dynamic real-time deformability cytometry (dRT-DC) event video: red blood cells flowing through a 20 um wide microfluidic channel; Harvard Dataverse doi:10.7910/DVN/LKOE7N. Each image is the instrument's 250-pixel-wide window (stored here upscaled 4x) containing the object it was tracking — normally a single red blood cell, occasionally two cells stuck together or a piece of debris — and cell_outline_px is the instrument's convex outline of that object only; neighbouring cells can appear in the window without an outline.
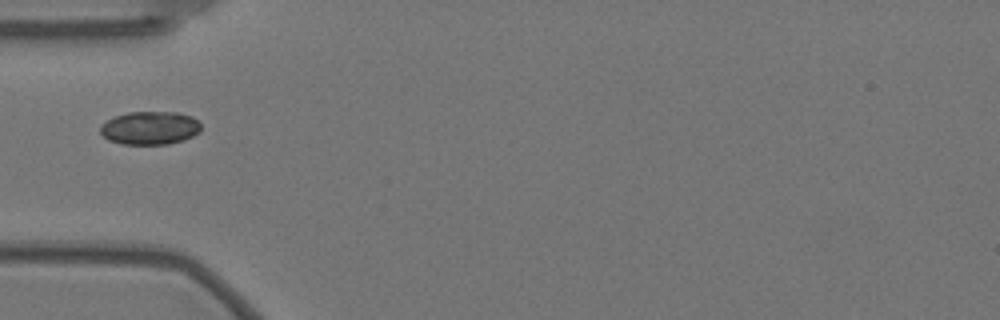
{"species": "Egyptian fruit bat (a non-hibernating species)", "species_latin": "Rousettus aegyptiacus", "temperature_condition": "warm", "stored_images_in_passage": 40, "camera_frame_rate_fps": 3000, "um_per_image_px": 0.085, "animal": {"sex": "female"}, "frame": {"image": 1, "passage_image": 1, "time_ms": 0.0, "image_size_px": [1000, 320], "cell_outline_px": [[200, 132], [184, 140], [168, 144], [120, 144], [108, 140], [100, 132], [100, 124], [116, 116], [128, 112], [176, 112], [192, 116], [200, 124]], "centroid_in_image_um": [12.74, 10.88], "position_along_channel_um": 72.3, "area_um2": 19.54}}
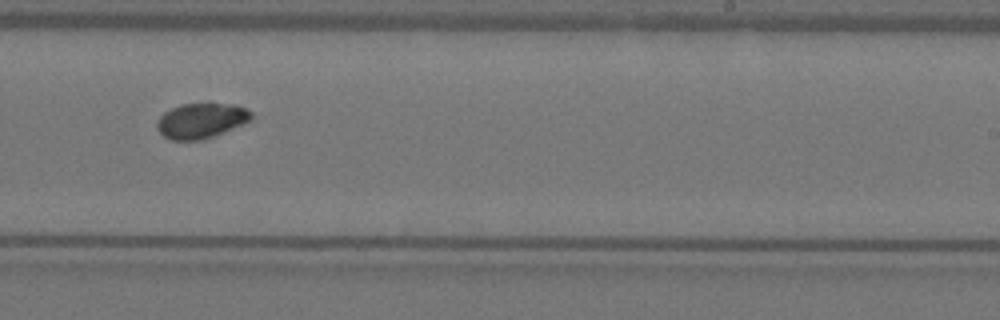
{"frame": {"image": 2, "passage_image": 18, "time_ms": 5.667, "image_size_px": [1000, 320], "cell_outline_px": [[252, 120], [212, 136], [200, 140], [168, 140], [160, 132], [156, 124], [160, 116], [164, 112], [180, 104], [236, 104], [252, 112]], "centroid_in_image_um": [17.08, 10.25], "position_along_channel_um": 271.9, "area_um2": 19.07}}
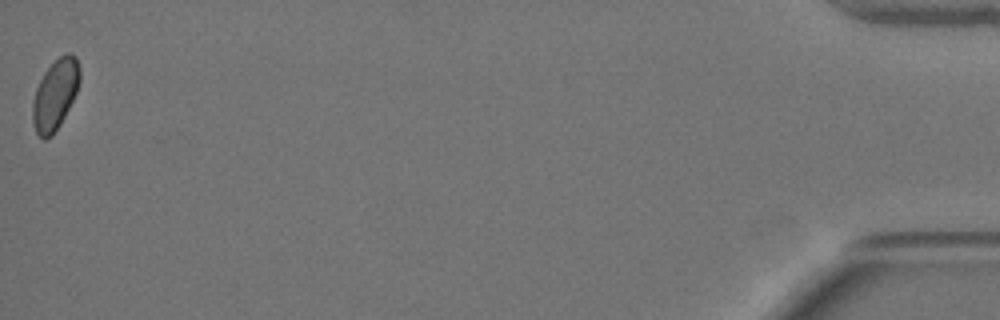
{"frame": {"image": 3, "passage_image": 40, "time_ms": 13.0, "image_size_px": [1000, 320], "cell_outline_px": [[80, 80], [76, 92], [60, 124], [52, 136], [44, 140], [36, 132], [32, 120], [32, 104], [36, 88], [44, 72], [60, 56], [68, 52], [72, 52], [76, 56], [80, 68]], "centroid_in_image_um": [4.69, 8.02], "position_along_channel_um": 430.5, "area_um2": 19.19}}